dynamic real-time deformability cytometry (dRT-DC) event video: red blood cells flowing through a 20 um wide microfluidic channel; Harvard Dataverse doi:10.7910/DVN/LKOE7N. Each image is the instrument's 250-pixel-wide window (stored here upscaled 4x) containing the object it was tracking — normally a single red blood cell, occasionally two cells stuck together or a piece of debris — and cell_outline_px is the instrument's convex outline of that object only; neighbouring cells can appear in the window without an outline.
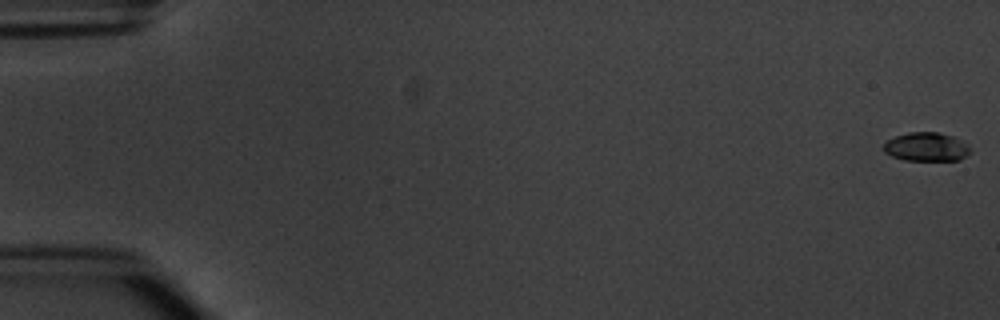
{"species": "common noctule bat (a hibernating species)", "species_latin": "Nyctalus noctula", "temperature_condition": "warm", "stored_images_in_passage": 5, "camera_frame_rate_fps": 3000, "um_per_image_px": 0.085, "animal": {"sex": "male", "body_mass_g": 20.1, "forearm_length_mm": 53.5}, "frame": {"image": 1, "passage_image": 1, "time_ms": 0.0, "image_size_px": [1000, 320], "cell_outline_px": [[972, 152], [968, 156], [960, 160], [904, 160], [892, 156], [884, 152], [884, 144], [888, 140], [896, 136], [908, 132], [940, 132], [952, 136], [968, 144]], "centroid_in_image_um": [78.79, 12.49], "position_along_channel_um": 6.2, "area_um2": 14.62}}